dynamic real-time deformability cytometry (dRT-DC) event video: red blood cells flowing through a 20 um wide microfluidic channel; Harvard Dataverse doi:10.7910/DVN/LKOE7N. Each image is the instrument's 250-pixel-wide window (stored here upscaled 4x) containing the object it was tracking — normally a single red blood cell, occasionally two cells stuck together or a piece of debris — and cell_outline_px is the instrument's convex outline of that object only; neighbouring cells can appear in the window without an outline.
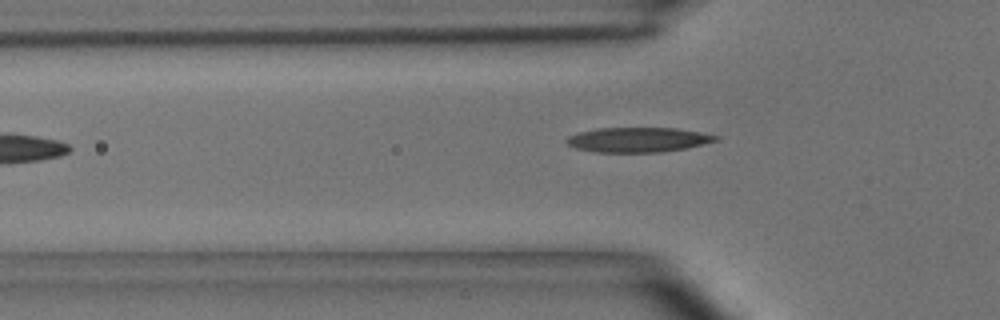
{"species": "common noctule bat (a hibernating species)", "species_latin": "Nyctalus noctula", "temperature_condition": "room temperature", "stored_images_in_passage": 6, "camera_frame_rate_fps": 3000, "um_per_image_px": 0.085, "animal": {"sex": "male", "body_mass_g": 15.6}, "frame": {"image": 1, "passage_image": 5, "time_ms": 1.333, "image_size_px": [1000, 320], "cell_outline_px": [[720, 136], [716, 140], [684, 148], [660, 152], [596, 152], [576, 148], [568, 144], [564, 140], [568, 136], [576, 132], [596, 128], [676, 128], [700, 132]], "centroid_in_image_um": [54.15, 11.87], "position_along_channel_um": 71.6, "area_um2": 21.39}}
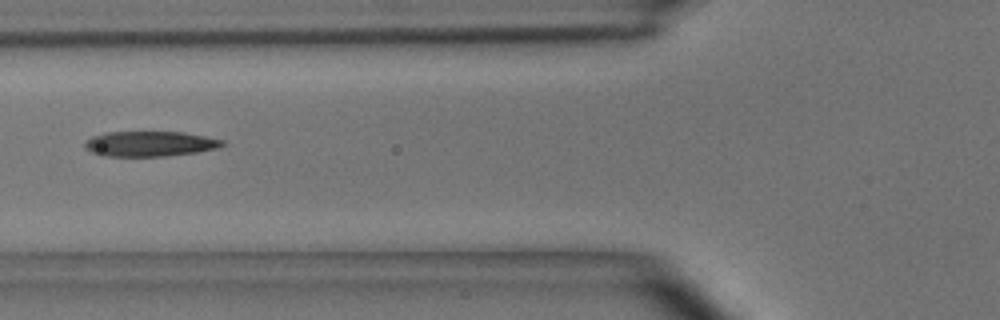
{"frame": {"image": 2, "passage_image": 6, "time_ms": 1.667, "image_size_px": [1000, 320], "cell_outline_px": [[228, 144], [216, 148], [196, 152], [168, 156], [104, 156], [92, 152], [84, 148], [84, 140], [92, 136], [104, 132], [184, 132], [224, 140]], "centroid_in_image_um": [12.72, 12.22], "position_along_channel_um": 113.1, "area_um2": 20.35}}